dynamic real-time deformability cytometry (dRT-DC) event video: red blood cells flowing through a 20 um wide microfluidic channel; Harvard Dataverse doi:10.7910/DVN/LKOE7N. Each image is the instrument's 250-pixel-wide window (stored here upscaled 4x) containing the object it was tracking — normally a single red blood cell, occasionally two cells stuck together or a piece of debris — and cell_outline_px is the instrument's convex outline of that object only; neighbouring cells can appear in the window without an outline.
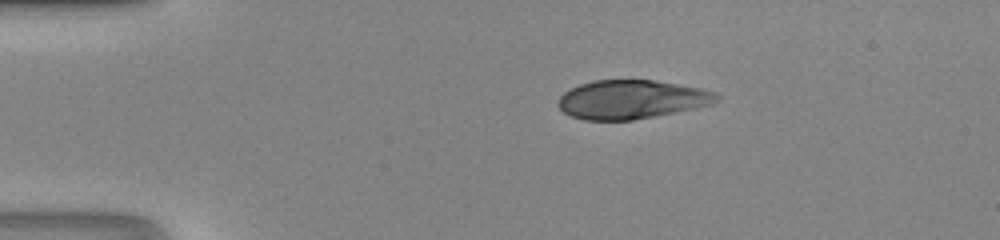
{"species": "human", "species_latin": "Homo sapiens", "temperature_condition": "room temperature", "stored_images_in_passage": 38, "camera_frame_rate_fps": 3000, "um_per_image_px": 0.085, "donor": {"sex": "male"}, "frame": {"image": 1, "passage_image": 1, "time_ms": 0.0, "image_size_px": [1000, 240], "cell_outline_px": [[720, 100], [712, 104], [632, 120], [584, 120], [572, 116], [564, 112], [556, 104], [560, 96], [564, 92], [580, 84], [596, 80], [656, 80], [700, 88], [716, 92], [720, 96]], "centroid_in_image_um": [53.67, 8.44], "position_along_channel_um": 31.3, "area_um2": 35.55}}
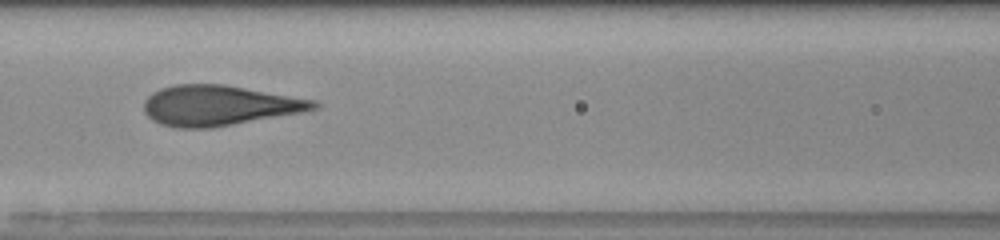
{"frame": {"image": 2, "passage_image": 13, "time_ms": 4.0, "image_size_px": [1000, 240], "cell_outline_px": [[320, 108], [304, 112], [212, 128], [176, 128], [160, 124], [152, 120], [144, 112], [144, 100], [152, 92], [160, 88], [176, 84], [224, 84], [316, 100], [320, 104]], "centroid_in_image_um": [18.63, 8.97], "position_along_channel_um": 148.0, "area_um2": 40.17}}
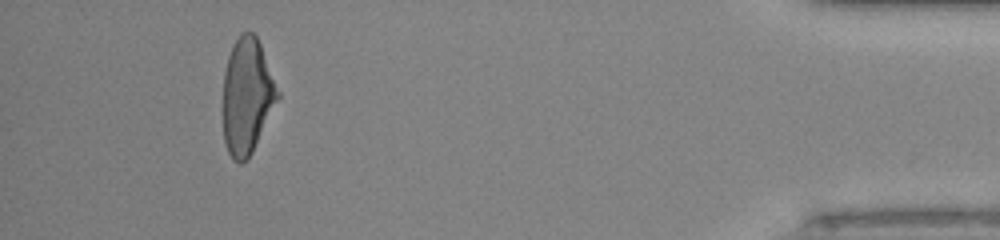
{"frame": {"image": 3, "passage_image": 35, "time_ms": 11.333, "image_size_px": [1000, 240], "cell_outline_px": [[280, 96], [252, 152], [240, 164], [232, 160], [228, 152], [224, 140], [224, 72], [228, 56], [236, 40], [244, 32], [252, 32], [256, 36], [260, 44], [280, 92]], "centroid_in_image_um": [21.01, 8.19], "position_along_channel_um": 414.2, "area_um2": 36.36}}